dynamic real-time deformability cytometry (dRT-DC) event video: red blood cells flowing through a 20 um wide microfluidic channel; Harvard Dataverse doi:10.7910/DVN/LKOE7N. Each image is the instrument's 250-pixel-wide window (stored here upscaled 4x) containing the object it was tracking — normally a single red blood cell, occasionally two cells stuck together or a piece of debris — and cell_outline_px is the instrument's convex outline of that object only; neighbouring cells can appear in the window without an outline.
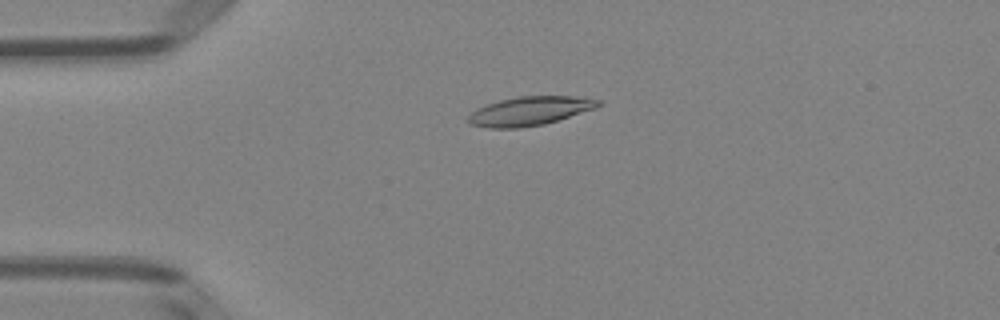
{"species": "Egyptian fruit bat (a non-hibernating species)", "species_latin": "Rousettus aegyptiacus", "temperature_condition": "room temperature", "stored_images_in_passage": 51, "camera_frame_rate_fps": 3000, "um_per_image_px": 0.085, "animal": {"sex": "female"}, "frame": {"image": 1, "passage_image": 12, "time_ms": 3.667, "image_size_px": [1000, 320], "cell_outline_px": [[604, 104], [596, 108], [544, 124], [520, 128], [488, 128], [468, 124], [468, 116], [476, 108], [500, 100], [520, 96], [584, 96], [600, 100]], "centroid_in_image_um": [45.05, 9.43], "position_along_channel_um": 39.9, "area_um2": 22.02}}
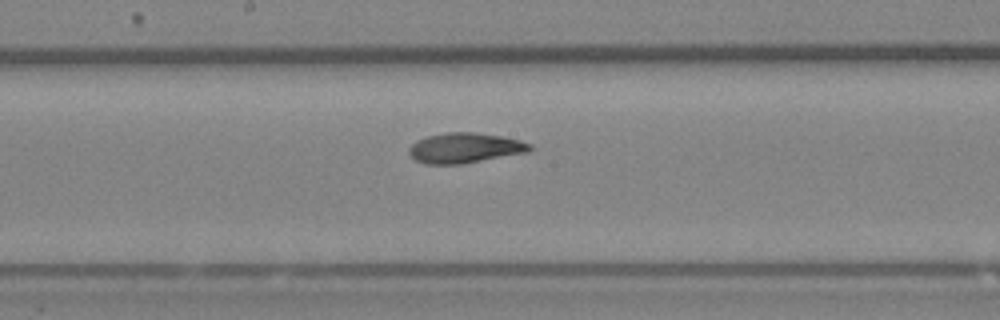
{"frame": {"image": 2, "passage_image": 27, "time_ms": 8.667, "image_size_px": [1000, 320], "cell_outline_px": [[532, 148], [528, 152], [460, 164], [424, 164], [416, 160], [408, 152], [408, 148], [416, 140], [428, 136], [448, 132], [476, 132], [500, 136], [520, 140], [532, 144]], "centroid_in_image_um": [39.5, 12.57], "position_along_channel_um": 208.7, "area_um2": 21.15}}
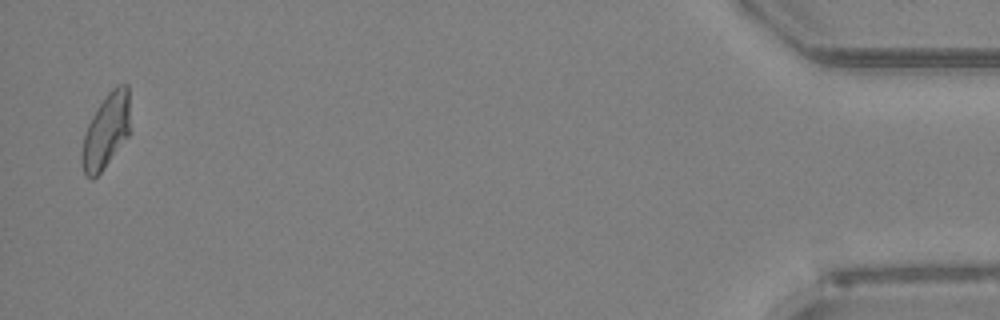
{"frame": {"image": 3, "passage_image": 50, "time_ms": 16.333, "image_size_px": [1000, 320], "cell_outline_px": [[128, 136], [100, 172], [92, 180], [84, 176], [80, 160], [80, 152], [84, 136], [88, 124], [92, 116], [108, 92], [116, 84], [128, 84]], "centroid_in_image_um": [8.96, 11.17], "position_along_channel_um": 426.2, "area_um2": 20.69}, "authors_computed_cell_mechanics": {"area_um2": 21.2126, "velocity_mm_per_s": 3.9722, "shape_relaxation_time_tau1_ms": 3.5514, "shape_relaxation_time_tau2_ms": 2.083, "deformation_change_tau1": 0.1593, "deformation_change_tau2": 0.0848}}